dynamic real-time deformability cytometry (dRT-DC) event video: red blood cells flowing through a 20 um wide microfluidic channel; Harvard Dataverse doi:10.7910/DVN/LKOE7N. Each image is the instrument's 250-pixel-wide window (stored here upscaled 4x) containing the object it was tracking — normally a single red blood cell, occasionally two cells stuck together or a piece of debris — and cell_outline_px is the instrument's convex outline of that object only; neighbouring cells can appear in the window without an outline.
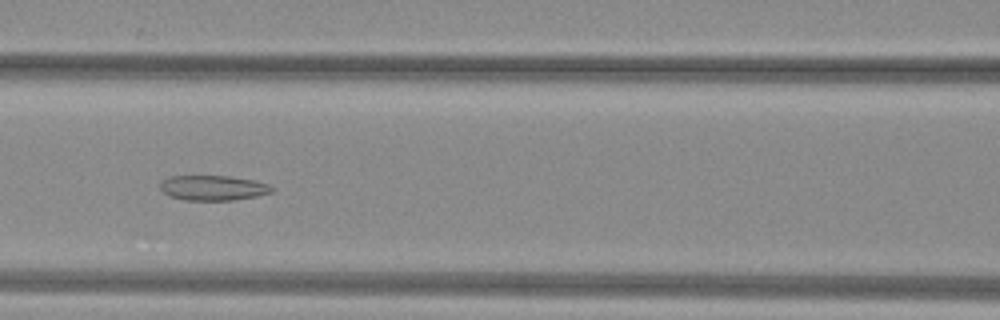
{"species": "common noctule bat (a hibernating species)", "species_latin": "Nyctalus noctula", "temperature_condition": "warm", "stored_images_in_passage": 43, "camera_frame_rate_fps": 3000, "um_per_image_px": 0.085, "animal": {"sex": "female", "body_mass_g": 29.2, "forearm_length_mm": 56.3}, "frame": {"image": 1, "passage_image": 14, "time_ms": 4.333, "image_size_px": [1000, 320], "cell_outline_px": [[276, 188], [272, 192], [256, 196], [236, 200], [184, 200], [172, 196], [164, 192], [160, 188], [160, 180], [168, 176], [228, 176], [252, 180], [268, 184]], "centroid_in_image_um": [18.11, 15.96], "position_along_channel_um": 148.5, "area_um2": 16.3}}
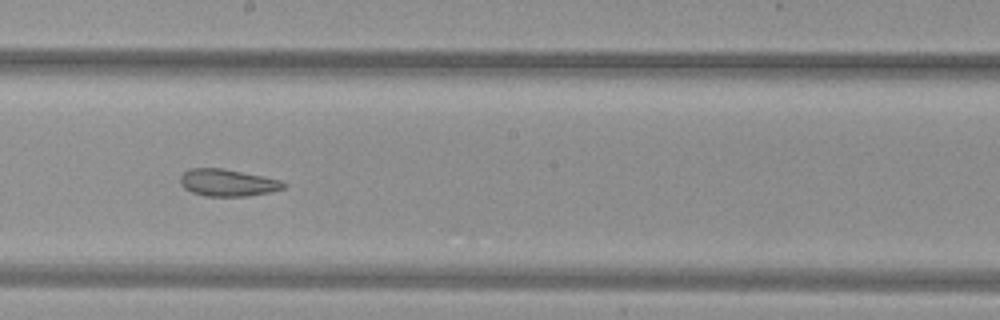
{"frame": {"image": 2, "passage_image": 20, "time_ms": 6.333, "image_size_px": [1000, 320], "cell_outline_px": [[288, 184], [284, 188], [268, 192], [248, 196], [204, 196], [192, 192], [184, 188], [180, 184], [180, 176], [184, 172], [192, 168], [224, 168], [264, 176], [280, 180]], "centroid_in_image_um": [19.35, 15.52], "position_along_channel_um": 228.9, "area_um2": 16.36}}
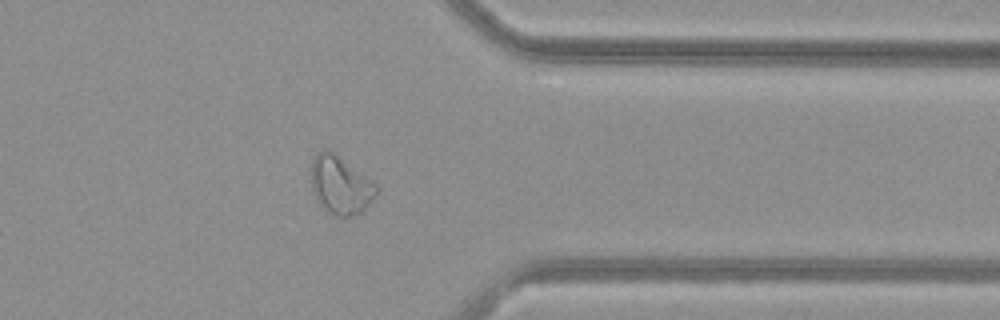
{"frame": {"image": 3, "passage_image": 32, "time_ms": 10.333, "image_size_px": [1000, 320], "cell_outline_px": [[376, 192], [368, 204], [356, 216], [336, 216], [328, 212], [316, 200], [312, 188], [312, 156], [316, 152], [324, 148], [328, 148], [372, 180], [376, 184]], "centroid_in_image_um": [28.9, 15.7], "position_along_channel_um": 382.5, "area_um2": 21.91}, "authors_computed_cell_mechanics": {"area_um2": 19.8832, "velocity_mm_per_s": 4.0285, "shape_relaxation_time_tau1_ms": null, "shape_relaxation_time_tau2_ms": 4.4777, "deformation_change_tau1": null, "deformation_change_tau2": 0.1077}}